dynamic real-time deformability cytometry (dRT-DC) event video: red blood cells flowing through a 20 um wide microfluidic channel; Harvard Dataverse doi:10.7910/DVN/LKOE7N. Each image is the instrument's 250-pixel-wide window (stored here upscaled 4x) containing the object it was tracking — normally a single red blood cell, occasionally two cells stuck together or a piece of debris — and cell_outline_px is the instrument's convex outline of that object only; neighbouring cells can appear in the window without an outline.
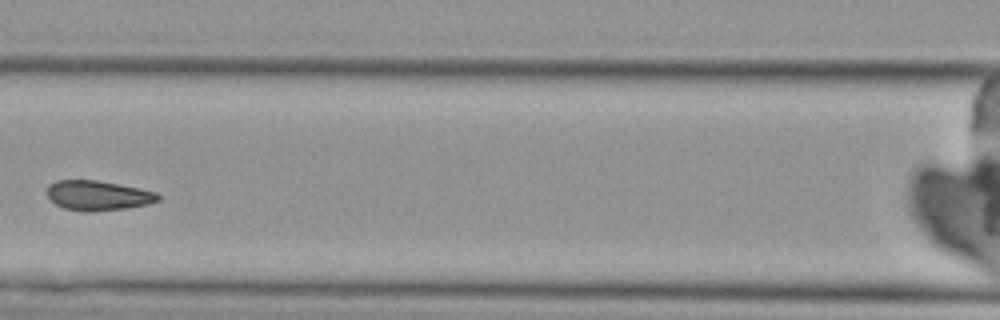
{"species": "Egyptian fruit bat (a non-hibernating species)", "species_latin": "Rousettus aegyptiacus", "temperature_condition": "cold", "stored_images_in_passage": 4, "camera_frame_rate_fps": 3000, "um_per_image_px": 0.085, "animal": {"sex": "female"}, "frame": {"image": 1, "passage_image": 3, "time_ms": 2.333, "image_size_px": [1000, 320], "cell_outline_px": [[160, 200], [148, 204], [124, 208], [92, 212], [84, 212], [64, 208], [48, 200], [48, 184], [56, 180], [96, 180], [120, 184], [140, 188], [156, 192], [160, 196]], "centroid_in_image_um": [8.31, 16.61], "position_along_channel_um": 158.3, "area_um2": 19.42}}
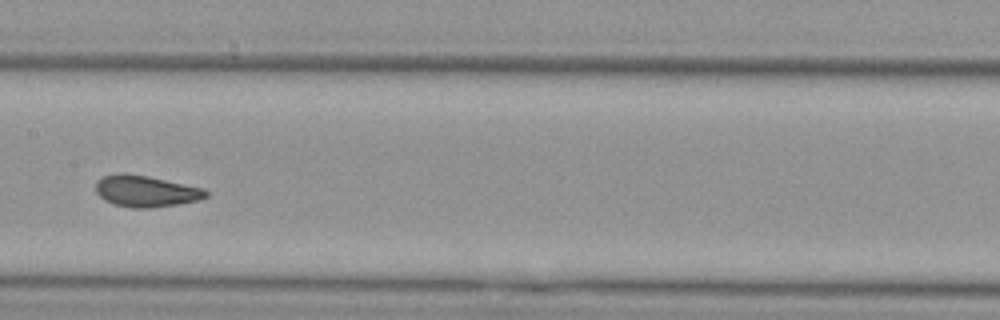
{"frame": {"image": 2, "passage_image": 4, "time_ms": 3.333, "image_size_px": [1000, 320], "cell_outline_px": [[208, 196], [200, 200], [152, 208], [132, 208], [112, 204], [104, 200], [96, 192], [96, 180], [104, 176], [148, 176], [204, 188], [208, 192]], "centroid_in_image_um": [12.44, 16.29], "position_along_channel_um": 195.0, "area_um2": 19.65}}